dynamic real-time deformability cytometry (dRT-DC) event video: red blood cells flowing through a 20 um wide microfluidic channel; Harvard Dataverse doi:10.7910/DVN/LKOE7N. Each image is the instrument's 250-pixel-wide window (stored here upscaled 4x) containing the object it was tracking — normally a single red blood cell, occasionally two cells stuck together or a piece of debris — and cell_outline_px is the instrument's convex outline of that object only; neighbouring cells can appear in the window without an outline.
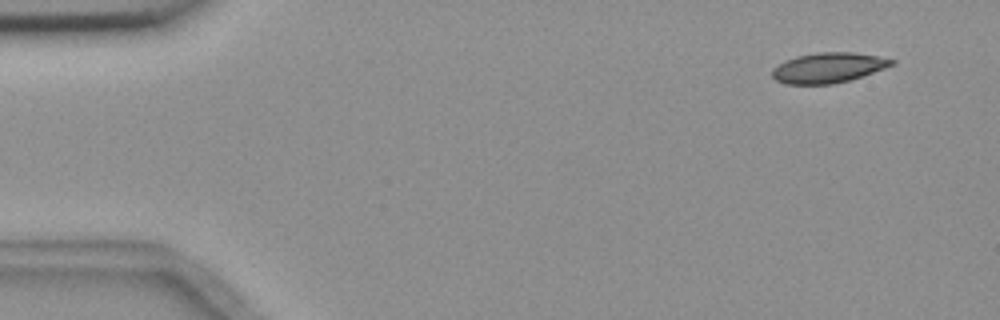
{"species": "common noctule bat (a hibernating species)", "species_latin": "Nyctalus noctula", "temperature_condition": "room temperature", "stored_images_in_passage": 6, "camera_frame_rate_fps": 3000, "um_per_image_px": 0.085, "animal": {"sex": "female", "body_mass_g": 18.4}, "frame": {"image": 1, "passage_image": 1, "time_ms": 0.0, "image_size_px": [1000, 320], "cell_outline_px": [[896, 64], [848, 80], [832, 84], [784, 84], [776, 80], [772, 76], [772, 68], [784, 60], [796, 56], [816, 52], [852, 52], [876, 56], [896, 60]], "centroid_in_image_um": [70.35, 5.75], "position_along_channel_um": 14.6, "area_um2": 20.92}}
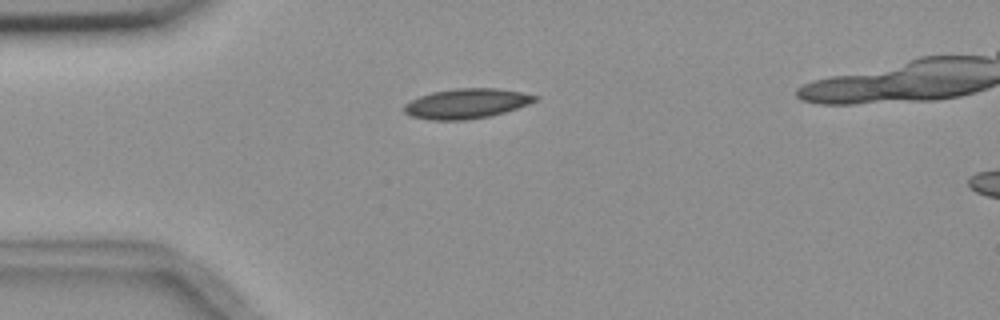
{"frame": {"image": 2, "passage_image": 4, "time_ms": 3.333, "image_size_px": [1000, 320], "cell_outline_px": [[540, 96], [536, 100], [528, 104], [492, 116], [464, 120], [432, 120], [412, 116], [404, 112], [404, 104], [420, 96], [432, 92], [456, 88], [496, 88], [520, 92]], "centroid_in_image_um": [39.65, 8.8], "position_along_channel_um": 45.3, "area_um2": 22.66}}